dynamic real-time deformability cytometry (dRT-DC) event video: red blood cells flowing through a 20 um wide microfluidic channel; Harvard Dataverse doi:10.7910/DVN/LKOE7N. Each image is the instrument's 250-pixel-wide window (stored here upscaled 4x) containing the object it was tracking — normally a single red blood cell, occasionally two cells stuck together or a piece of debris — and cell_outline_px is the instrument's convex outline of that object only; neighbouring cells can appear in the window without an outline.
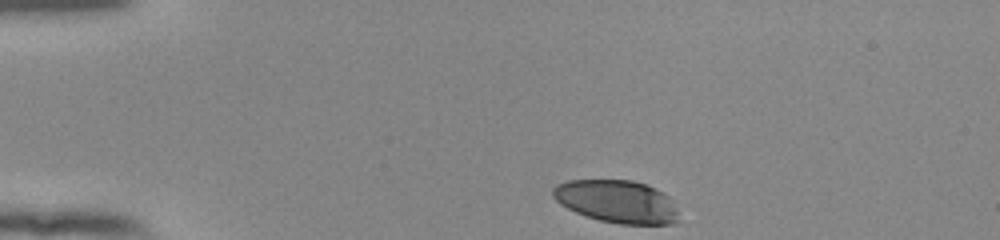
{"species": "human", "species_latin": "Homo sapiens", "temperature_condition": "room temperature", "stored_images_in_passage": 36, "camera_frame_rate_fps": 3000, "um_per_image_px": 0.085, "donor": {"sex": "female"}, "frame": {"image": 1, "passage_image": 1, "time_ms": 0.0, "image_size_px": [1000, 240], "cell_outline_px": [[676, 220], [672, 224], [620, 224], [600, 220], [576, 212], [560, 204], [552, 196], [552, 188], [556, 184], [568, 180], [632, 180], [656, 188], [668, 196], [676, 212]], "centroid_in_image_um": [52.38, 17.11], "position_along_channel_um": 32.6, "area_um2": 30.98}}
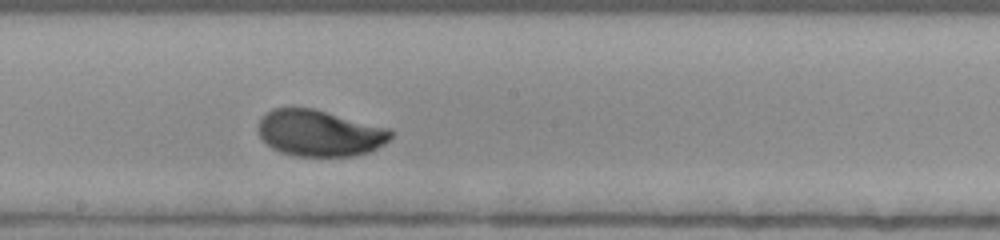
{"frame": {"image": 2, "passage_image": 21, "time_ms": 6.667, "image_size_px": [1000, 240], "cell_outline_px": [[392, 136], [384, 144], [368, 152], [356, 156], [296, 156], [280, 152], [272, 148], [260, 136], [256, 128], [264, 112], [272, 108], [312, 108], [392, 128]], "centroid_in_image_um": [27.16, 11.31], "position_along_channel_um": 221.0, "area_um2": 36.07}}
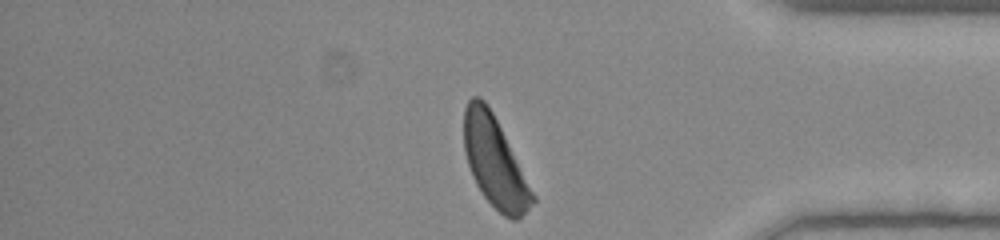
{"frame": {"image": 3, "passage_image": 36, "time_ms": 11.667, "image_size_px": [1000, 240], "cell_outline_px": [[536, 200], [516, 220], [512, 220], [504, 216], [484, 196], [476, 184], [472, 176], [464, 152], [464, 108], [468, 100], [472, 96], [480, 96], [488, 104], [536, 196]], "centroid_in_image_um": [42.03, 13.74], "position_along_channel_um": 393.2, "area_um2": 35.55}, "authors_computed_cell_mechanics": {"area_um2": 35.8938, "velocity_mm_per_s": 3.8096, "shape_relaxation_time_tau1_ms": 2.9159, "shape_relaxation_time_tau2_ms": null, "deformation_change_tau1": 0.1719, "deformation_change_tau2": null}}